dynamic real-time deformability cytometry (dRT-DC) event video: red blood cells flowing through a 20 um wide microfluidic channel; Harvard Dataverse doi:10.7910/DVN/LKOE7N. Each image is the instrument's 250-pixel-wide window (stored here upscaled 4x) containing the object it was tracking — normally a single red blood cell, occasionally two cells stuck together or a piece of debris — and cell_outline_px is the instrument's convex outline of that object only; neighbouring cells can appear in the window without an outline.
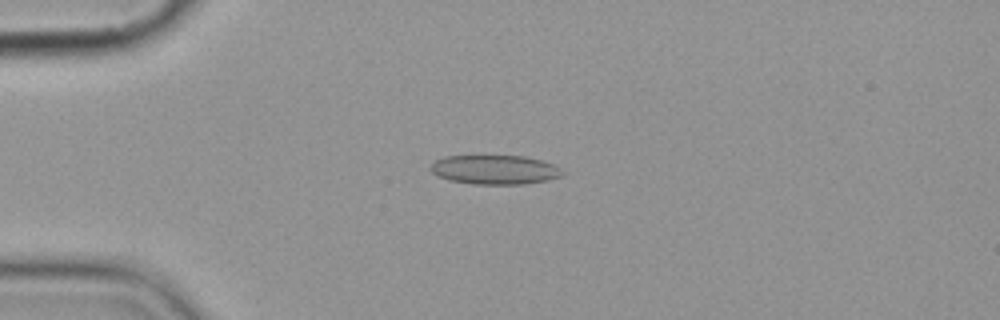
{"species": "common noctule bat (a hibernating species)", "species_latin": "Nyctalus noctula", "temperature_condition": "cold", "stored_images_in_passage": 5, "camera_frame_rate_fps": 3000, "um_per_image_px": 0.085, "animal": {"sex": "female", "body_mass_g": 19.9}, "frame": {"image": 1, "passage_image": 4, "time_ms": 4.333, "image_size_px": [1000, 320], "cell_outline_px": [[564, 176], [548, 180], [524, 184], [472, 184], [448, 180], [432, 172], [428, 168], [436, 160], [444, 156], [524, 156], [540, 160], [552, 164], [560, 168], [564, 172]], "centroid_in_image_um": [42.07, 14.43], "position_along_channel_um": 42.9, "area_um2": 22.48}}